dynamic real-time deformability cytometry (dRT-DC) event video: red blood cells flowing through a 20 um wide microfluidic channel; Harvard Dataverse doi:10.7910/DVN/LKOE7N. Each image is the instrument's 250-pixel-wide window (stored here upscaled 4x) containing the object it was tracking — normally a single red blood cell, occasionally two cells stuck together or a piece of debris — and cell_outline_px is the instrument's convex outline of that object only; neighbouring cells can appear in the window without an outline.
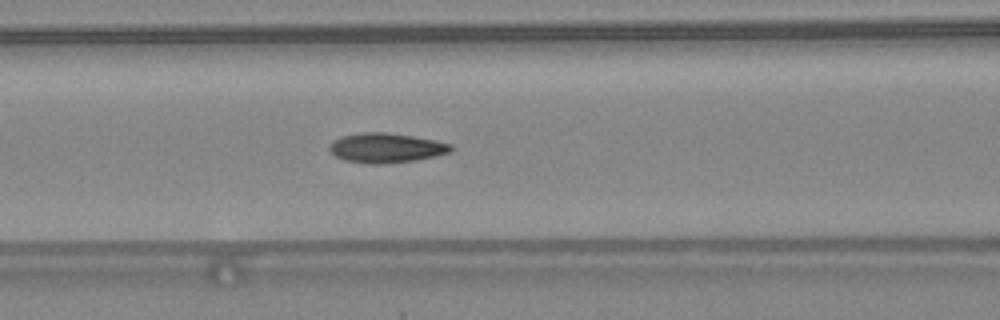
{"species": "common noctule bat (a hibernating species)", "species_latin": "Nyctalus noctula", "temperature_condition": "warm", "stored_images_in_passage": 48, "camera_frame_rate_fps": 3000, "um_per_image_px": 0.085, "animal": {"sex": "female", "body_mass_g": 24.6, "forearm_length_mm": 56.2}, "frame": {"image": 1, "passage_image": 21, "time_ms": 6.667, "image_size_px": [1000, 320], "cell_outline_px": [[452, 152], [436, 156], [416, 160], [380, 164], [368, 164], [344, 160], [336, 156], [328, 148], [332, 140], [340, 136], [360, 132], [384, 132], [412, 136], [436, 140], [452, 144]], "centroid_in_image_um": [32.81, 12.57], "position_along_channel_um": 133.8, "area_um2": 21.15}}
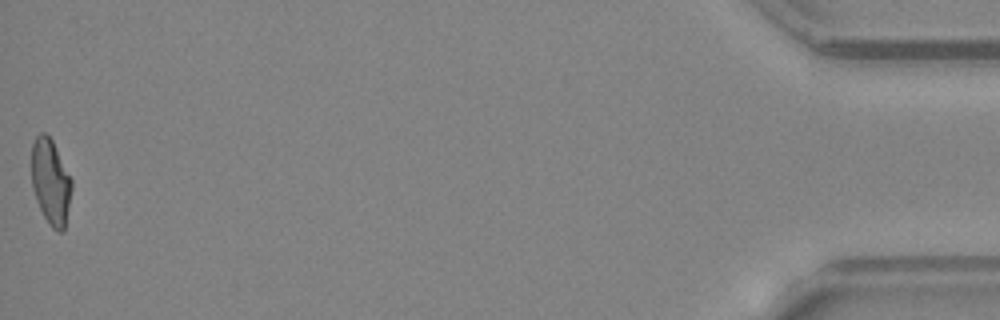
{"frame": {"image": 2, "passage_image": 48, "time_ms": 15.667, "image_size_px": [1000, 320], "cell_outline_px": [[72, 188], [64, 232], [56, 232], [52, 228], [44, 216], [36, 200], [32, 188], [32, 144], [36, 136], [40, 132], [44, 132], [52, 140], [72, 180]], "centroid_in_image_um": [4.31, 15.47], "position_along_channel_um": 430.9, "area_um2": 19.94}, "authors_computed_cell_mechanics": {"area_um2": 20.2011, "velocity_mm_per_s": 4.4016, "shape_relaxation_time_tau1_ms": 8.6853, "shape_relaxation_time_tau2_ms": 1.6085, "deformation_change_tau1": 0.2741, "deformation_change_tau2": 0.0946}}